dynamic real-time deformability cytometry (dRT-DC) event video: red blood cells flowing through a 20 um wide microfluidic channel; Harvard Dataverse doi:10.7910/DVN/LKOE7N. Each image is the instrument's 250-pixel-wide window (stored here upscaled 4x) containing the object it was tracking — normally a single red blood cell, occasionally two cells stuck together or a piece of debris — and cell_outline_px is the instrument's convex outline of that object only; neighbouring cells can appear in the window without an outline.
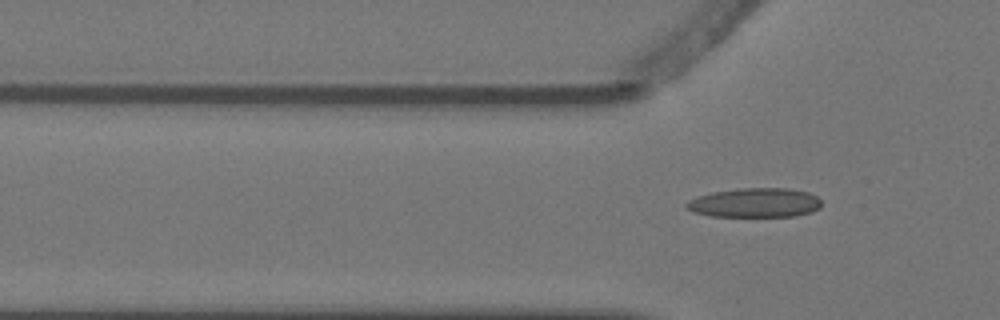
{"species": "Egyptian fruit bat (a non-hibernating species)", "species_latin": "Rousettus aegyptiacus", "temperature_condition": "warm", "stored_images_in_passage": 7, "camera_frame_rate_fps": 3000, "um_per_image_px": 0.085, "animal": {"sex": "female"}, "frame": {"image": 1, "passage_image": 4, "time_ms": 1.0, "image_size_px": [1000, 320], "cell_outline_px": [[820, 208], [812, 212], [796, 216], [712, 216], [692, 212], [684, 208], [684, 204], [688, 200], [696, 196], [712, 192], [740, 188], [788, 188], [808, 192], [816, 196], [820, 200]], "centroid_in_image_um": [64.13, 17.23], "position_along_channel_um": 61.7, "area_um2": 23.29}}
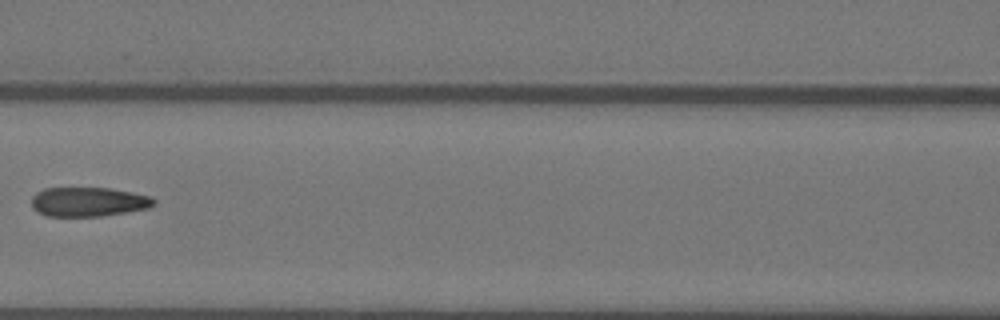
{"frame": {"image": 2, "passage_image": 6, "time_ms": 1.667, "image_size_px": [1000, 320], "cell_outline_px": [[156, 204], [148, 208], [100, 216], [48, 216], [32, 208], [32, 196], [36, 192], [44, 188], [108, 188], [132, 192], [148, 196], [156, 200]], "centroid_in_image_um": [7.5, 17.15], "position_along_channel_um": 159.1, "area_um2": 20.75}}
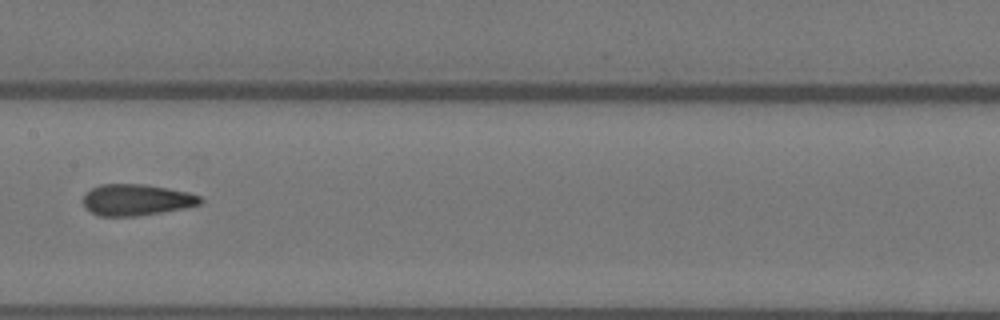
{"frame": {"image": 3, "passage_image": 7, "time_ms": 2.0, "image_size_px": [1000, 320], "cell_outline_px": [[204, 200], [200, 204], [184, 208], [136, 216], [100, 216], [84, 208], [84, 196], [92, 188], [100, 184], [144, 184], [188, 192], [200, 196]], "centroid_in_image_um": [11.6, 16.98], "position_along_channel_um": 195.8, "area_um2": 21.21}}